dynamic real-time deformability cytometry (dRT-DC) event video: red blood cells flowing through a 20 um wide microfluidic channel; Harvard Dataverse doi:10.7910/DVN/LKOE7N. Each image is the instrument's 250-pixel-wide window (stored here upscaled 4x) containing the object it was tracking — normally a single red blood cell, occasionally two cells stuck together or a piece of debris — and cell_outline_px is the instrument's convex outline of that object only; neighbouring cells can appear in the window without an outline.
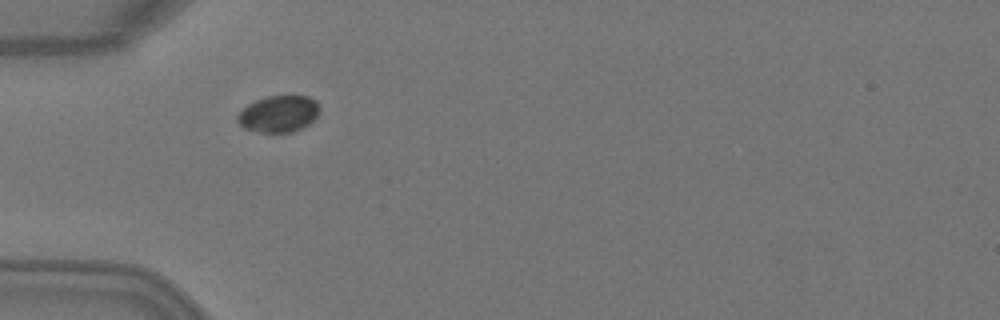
{"species": "Egyptian fruit bat (a non-hibernating species)", "species_latin": "Rousettus aegyptiacus", "temperature_condition": "warm", "stored_images_in_passage": 3, "camera_frame_rate_fps": 3000, "um_per_image_px": 0.085, "animal": {"sex": "female"}, "frame": {"image": 1, "passage_image": 1, "time_ms": 0.0, "image_size_px": [1000, 320], "cell_outline_px": [[320, 112], [308, 124], [292, 132], [260, 132], [244, 128], [236, 120], [236, 116], [248, 104], [256, 100], [268, 96], [292, 92], [308, 96], [316, 100], [320, 108]], "centroid_in_image_um": [23.72, 9.62], "position_along_channel_um": 61.3, "area_um2": 17.98}}
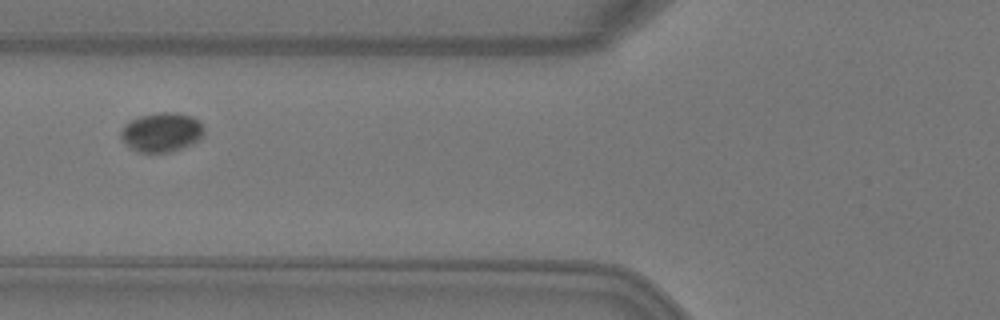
{"frame": {"image": 2, "passage_image": 2, "time_ms": 0.333, "image_size_px": [1000, 320], "cell_outline_px": [[204, 132], [196, 140], [180, 148], [168, 152], [136, 152], [120, 136], [120, 132], [124, 124], [128, 120], [140, 116], [156, 112], [176, 112], [192, 116], [200, 120], [204, 128]], "centroid_in_image_um": [13.71, 11.2], "position_along_channel_um": 112.1, "area_um2": 18.9}}